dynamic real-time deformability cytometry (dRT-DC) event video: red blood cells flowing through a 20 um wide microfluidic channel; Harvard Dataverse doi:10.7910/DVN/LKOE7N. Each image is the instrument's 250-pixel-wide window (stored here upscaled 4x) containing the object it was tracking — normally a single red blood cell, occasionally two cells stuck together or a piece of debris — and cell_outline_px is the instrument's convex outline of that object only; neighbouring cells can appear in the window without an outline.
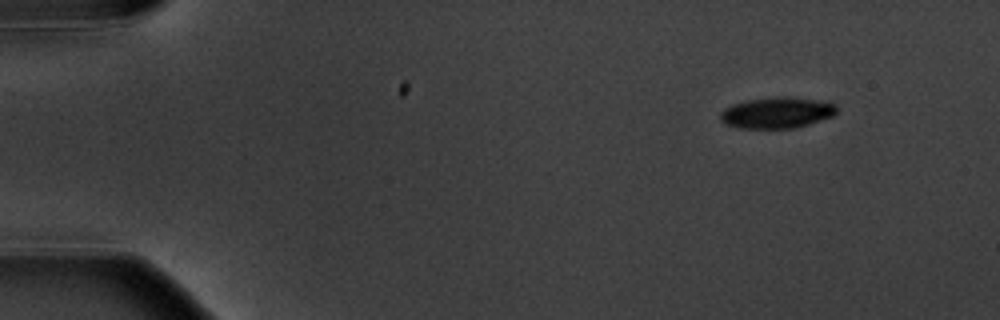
{"species": "common noctule bat (a hibernating species)", "species_latin": "Nyctalus noctula", "temperature_condition": "warm", "stored_images_in_passage": 4, "camera_frame_rate_fps": 3000, "um_per_image_px": 0.085, "animal": {"sex": "male", "body_mass_g": 20.1, "forearm_length_mm": 53.5}, "frame": {"image": 1, "passage_image": 1, "time_ms": 0.0, "image_size_px": [1000, 320], "cell_outline_px": [[836, 112], [832, 116], [796, 128], [736, 128], [724, 124], [720, 120], [720, 112], [724, 108], [732, 104], [748, 100], [776, 96], [788, 96], [828, 100], [836, 104]], "centroid_in_image_um": [66.04, 9.56], "position_along_channel_um": 19.0, "area_um2": 21.5}}
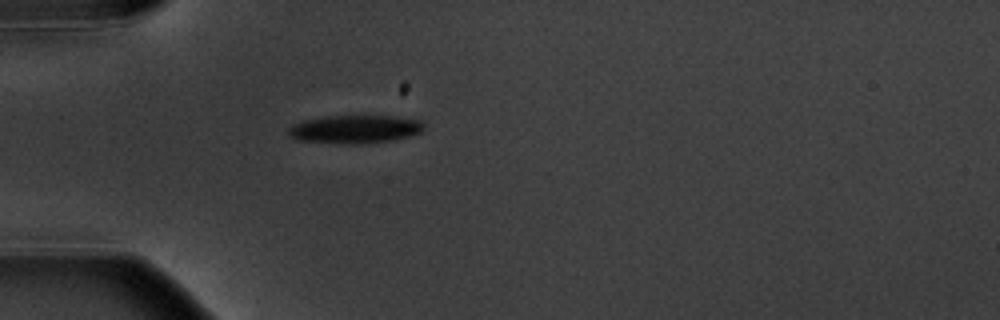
{"frame": {"image": 2, "passage_image": 4, "time_ms": 3.667, "image_size_px": [1000, 320], "cell_outline_px": [[424, 128], [420, 132], [412, 136], [392, 140], [364, 144], [336, 144], [296, 140], [288, 136], [288, 128], [292, 124], [304, 120], [328, 116], [392, 116], [424, 120]], "centroid_in_image_um": [30.16, 10.99], "position_along_channel_um": 54.8, "area_um2": 22.72}}